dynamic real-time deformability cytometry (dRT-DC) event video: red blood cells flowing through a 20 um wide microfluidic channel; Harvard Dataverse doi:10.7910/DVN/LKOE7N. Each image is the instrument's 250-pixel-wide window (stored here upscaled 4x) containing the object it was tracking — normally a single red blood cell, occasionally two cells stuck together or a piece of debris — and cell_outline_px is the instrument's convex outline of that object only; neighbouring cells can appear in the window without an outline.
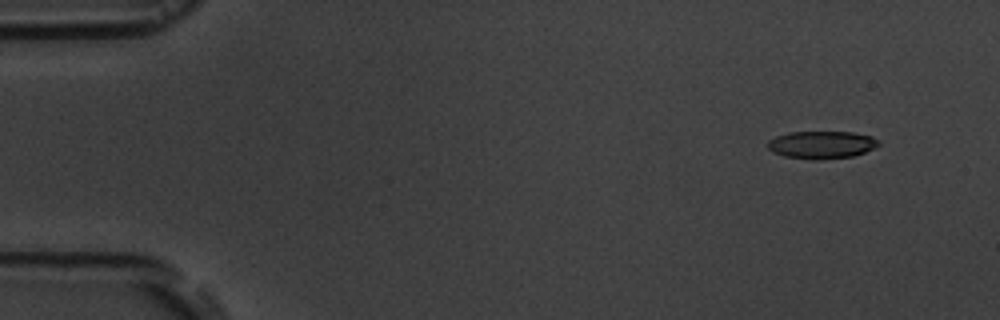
{"species": "common noctule bat (a hibernating species)", "species_latin": "Nyctalus noctula", "temperature_condition": "room temperature", "stored_images_in_passage": 6, "camera_frame_rate_fps": 3000, "um_per_image_px": 0.085, "animal": {"sex": "male", "body_mass_g": 19.5, "forearm_length_mm": 54.6}, "frame": {"image": 1, "passage_image": 1, "time_ms": 0.0, "image_size_px": [1000, 320], "cell_outline_px": [[880, 144], [864, 152], [852, 156], [820, 160], [812, 160], [784, 156], [772, 152], [768, 148], [768, 140], [776, 136], [788, 132], [852, 132], [872, 136], [880, 140]], "centroid_in_image_um": [69.82, 12.3], "position_along_channel_um": 15.2, "area_um2": 17.92}}
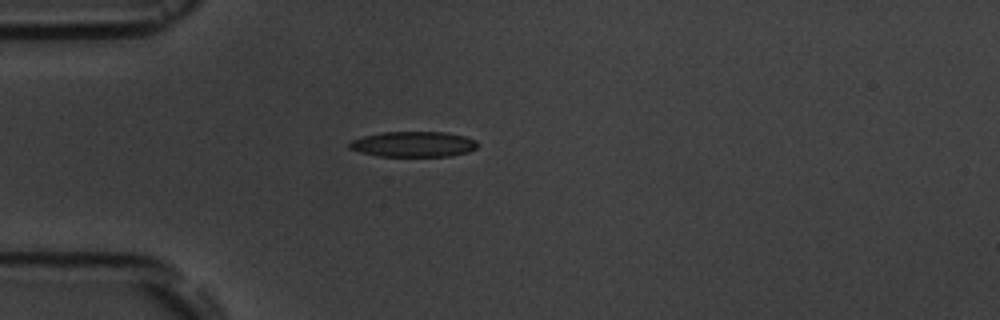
{"frame": {"image": 2, "passage_image": 4, "time_ms": 3.667, "image_size_px": [1000, 320], "cell_outline_px": [[476, 148], [468, 152], [452, 156], [380, 156], [360, 152], [348, 148], [348, 144], [352, 140], [364, 136], [380, 132], [448, 132], [464, 136], [476, 140]], "centroid_in_image_um": [35.14, 12.25], "position_along_channel_um": 49.9, "area_um2": 19.02}}
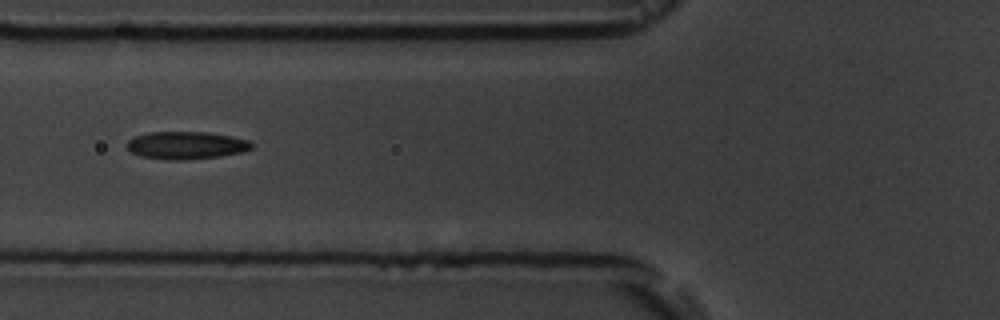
{"frame": {"image": 3, "passage_image": 6, "time_ms": 5.667, "image_size_px": [1000, 320], "cell_outline_px": [[252, 148], [244, 152], [220, 156], [180, 160], [168, 160], [140, 156], [132, 152], [124, 144], [132, 136], [148, 132], [208, 132], [232, 136], [248, 140], [252, 144]], "centroid_in_image_um": [15.79, 12.34], "position_along_channel_um": 110.0, "area_um2": 20.23}}